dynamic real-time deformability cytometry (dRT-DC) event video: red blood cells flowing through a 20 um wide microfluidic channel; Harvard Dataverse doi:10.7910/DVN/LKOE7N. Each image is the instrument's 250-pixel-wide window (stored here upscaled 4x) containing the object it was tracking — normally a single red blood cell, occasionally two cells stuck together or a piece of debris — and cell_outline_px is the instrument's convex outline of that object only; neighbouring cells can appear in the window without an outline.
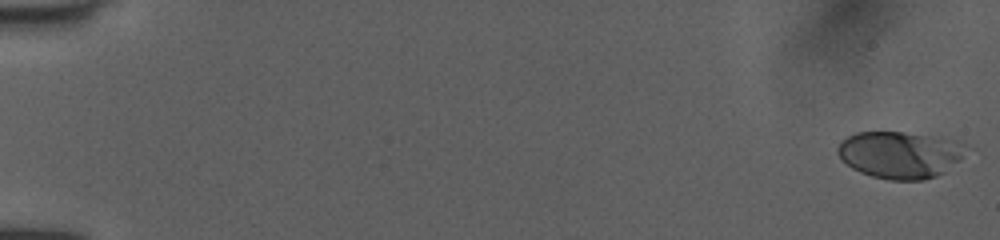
{"species": "human", "species_latin": "Homo sapiens", "temperature_condition": "room temperature", "stored_images_in_passage": 16, "camera_frame_rate_fps": 3000, "um_per_image_px": 0.085, "donor": {"sex": "female"}, "frame": {"image": 1, "passage_image": 1, "time_ms": 0.0, "image_size_px": [1000, 240], "cell_outline_px": [[968, 148], [960, 160], [944, 172], [936, 176], [924, 180], [888, 180], [872, 176], [860, 172], [852, 168], [836, 152], [836, 148], [840, 140], [856, 132], [904, 132], [932, 136], [952, 140], [964, 144]], "centroid_in_image_um": [76.48, 13.15], "position_along_channel_um": 8.5, "area_um2": 35.14}}